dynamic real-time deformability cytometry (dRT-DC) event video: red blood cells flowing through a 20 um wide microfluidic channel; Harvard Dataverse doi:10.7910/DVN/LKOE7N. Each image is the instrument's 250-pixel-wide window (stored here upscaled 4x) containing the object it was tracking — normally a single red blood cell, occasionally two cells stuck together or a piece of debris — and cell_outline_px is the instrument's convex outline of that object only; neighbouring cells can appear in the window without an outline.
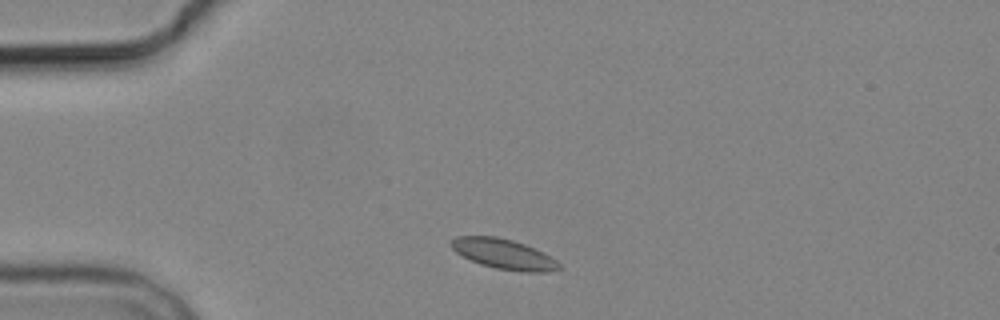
{"species": "common noctule bat (a hibernating species)", "species_latin": "Nyctalus noctula", "temperature_condition": "cold", "stored_images_in_passage": 3, "camera_frame_rate_fps": 3000, "um_per_image_px": 0.085, "animal": {"sex": "male", "body_mass_g": 19.2, "forearm_length_mm": 51.8}, "frame": {"image": 1, "passage_image": 1, "time_ms": 0.0, "image_size_px": [1000, 320], "cell_outline_px": [[564, 268], [548, 272], [524, 272], [496, 268], [480, 264], [456, 252], [448, 244], [456, 236], [496, 236], [512, 240], [524, 244], [544, 252], [556, 260]], "centroid_in_image_um": [42.85, 21.59], "position_along_channel_um": 42.2, "area_um2": 18.96}}
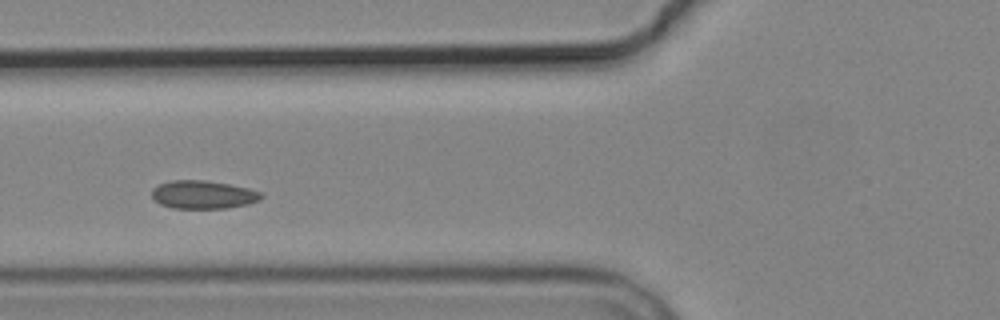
{"frame": {"image": 2, "passage_image": 3, "time_ms": 2.667, "image_size_px": [1000, 320], "cell_outline_px": [[264, 196], [260, 200], [248, 204], [228, 208], [172, 208], [160, 204], [152, 200], [152, 188], [160, 184], [172, 180], [204, 180], [228, 184], [248, 188], [260, 192]], "centroid_in_image_um": [17.25, 16.55], "position_along_channel_um": 108.5, "area_um2": 18.03}}